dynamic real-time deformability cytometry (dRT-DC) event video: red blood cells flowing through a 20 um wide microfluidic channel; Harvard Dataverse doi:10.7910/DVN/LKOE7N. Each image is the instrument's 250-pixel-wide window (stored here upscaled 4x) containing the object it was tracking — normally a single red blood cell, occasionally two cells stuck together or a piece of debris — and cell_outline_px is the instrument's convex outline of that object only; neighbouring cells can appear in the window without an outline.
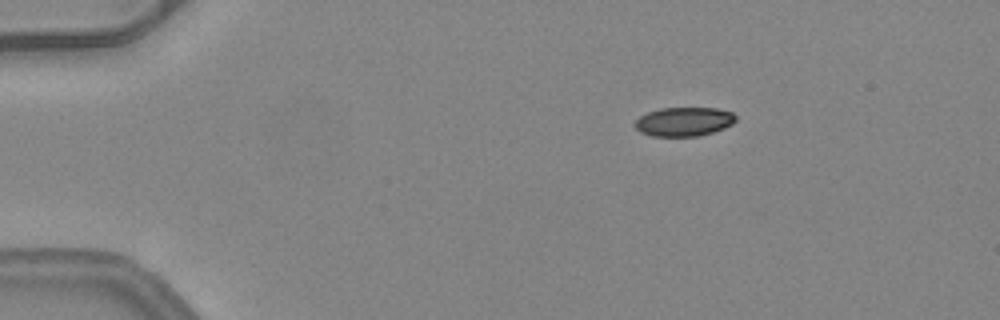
{"species": "common noctule bat (a hibernating species)", "species_latin": "Nyctalus noctula", "temperature_condition": "warm", "stored_images_in_passage": 10, "camera_frame_rate_fps": 3000, "um_per_image_px": 0.085, "animal": {"sex": "female", "body_mass_g": 24.6, "forearm_length_mm": 56.2}, "frame": {"image": 1, "passage_image": 1, "time_ms": 0.0, "image_size_px": [1000, 320], "cell_outline_px": [[736, 120], [732, 124], [724, 128], [712, 132], [696, 136], [652, 136], [640, 132], [636, 128], [636, 120], [640, 116], [648, 112], [660, 108], [716, 108], [732, 112], [736, 116]], "centroid_in_image_um": [58.14, 10.33], "position_along_channel_um": 26.9, "area_um2": 16.94}}